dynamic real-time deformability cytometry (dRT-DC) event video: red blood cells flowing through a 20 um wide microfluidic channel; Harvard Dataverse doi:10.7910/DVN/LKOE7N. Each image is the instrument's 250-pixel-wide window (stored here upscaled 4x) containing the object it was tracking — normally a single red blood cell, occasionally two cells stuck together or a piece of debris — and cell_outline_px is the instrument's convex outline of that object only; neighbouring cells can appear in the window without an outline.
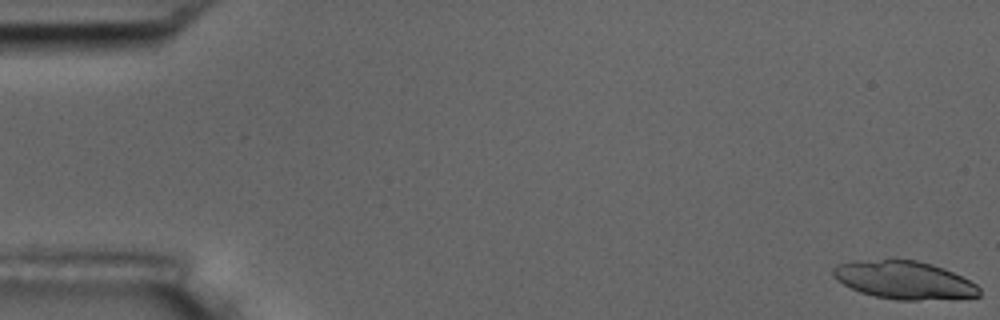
{"species": "common noctule bat (a hibernating species)", "species_latin": "Nyctalus noctula", "temperature_condition": "room temperature", "stored_images_in_passage": 6, "camera_frame_rate_fps": 3000, "um_per_image_px": 0.085, "animal": {"sex": "male", "body_mass_g": 17.5, "forearm_length_mm": 52.3}, "frame": {"image": 1, "passage_image": 1, "time_ms": 0.0, "image_size_px": [1000, 320], "cell_outline_px": [[980, 296], [916, 300], [896, 300], [876, 296], [860, 292], [836, 280], [832, 272], [832, 268], [836, 264], [852, 260], [892, 256], [916, 260], [932, 264], [944, 268], [976, 284], [980, 288]], "centroid_in_image_um": [76.76, 23.74], "position_along_channel_um": 8.2, "area_um2": 33.06}}